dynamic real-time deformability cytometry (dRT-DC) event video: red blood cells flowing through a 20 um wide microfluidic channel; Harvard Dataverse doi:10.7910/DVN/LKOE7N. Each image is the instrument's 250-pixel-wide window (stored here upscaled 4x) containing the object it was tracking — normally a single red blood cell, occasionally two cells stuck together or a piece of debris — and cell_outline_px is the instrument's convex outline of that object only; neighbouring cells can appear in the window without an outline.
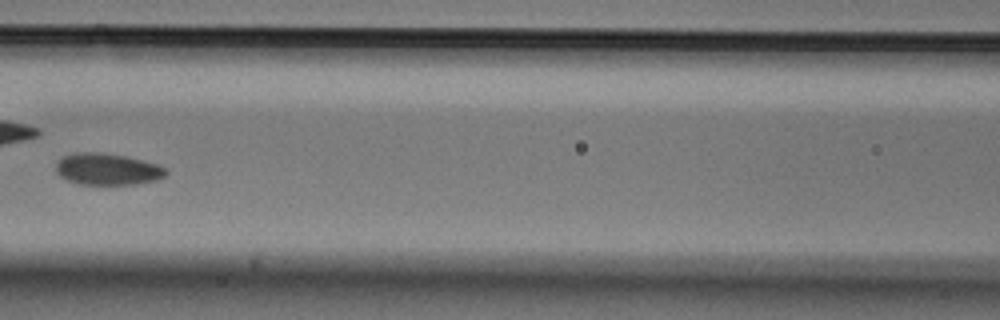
{"species": "Egyptian fruit bat (a non-hibernating species)", "species_latin": "Rousettus aegyptiacus", "temperature_condition": "cold", "stored_images_in_passage": 7, "camera_frame_rate_fps": 3000, "um_per_image_px": 0.085, "animal": {"sex": "male"}, "frame": {"image": 1, "passage_image": 6, "time_ms": 1.667, "image_size_px": [1000, 320], "cell_outline_px": [[168, 172], [164, 176], [156, 180], [136, 184], [80, 184], [68, 180], [60, 176], [56, 172], [56, 164], [64, 156], [76, 152], [100, 152], [124, 156], [156, 164], [164, 168]], "centroid_in_image_um": [9.11, 14.38], "position_along_channel_um": 157.5, "area_um2": 20.0}}
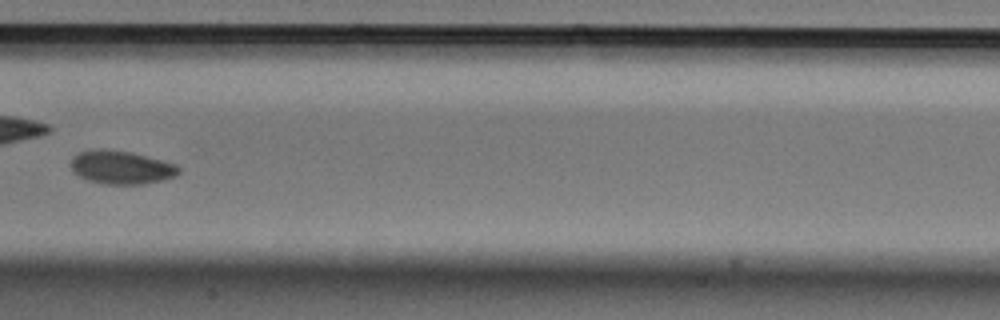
{"frame": {"image": 2, "passage_image": 7, "time_ms": 2.0, "image_size_px": [1000, 320], "cell_outline_px": [[180, 172], [176, 176], [160, 180], [140, 184], [104, 184], [88, 180], [72, 172], [72, 160], [80, 152], [96, 148], [104, 148], [132, 152], [176, 164], [180, 168]], "centroid_in_image_um": [10.31, 14.21], "position_along_channel_um": 197.1, "area_um2": 20.87}}